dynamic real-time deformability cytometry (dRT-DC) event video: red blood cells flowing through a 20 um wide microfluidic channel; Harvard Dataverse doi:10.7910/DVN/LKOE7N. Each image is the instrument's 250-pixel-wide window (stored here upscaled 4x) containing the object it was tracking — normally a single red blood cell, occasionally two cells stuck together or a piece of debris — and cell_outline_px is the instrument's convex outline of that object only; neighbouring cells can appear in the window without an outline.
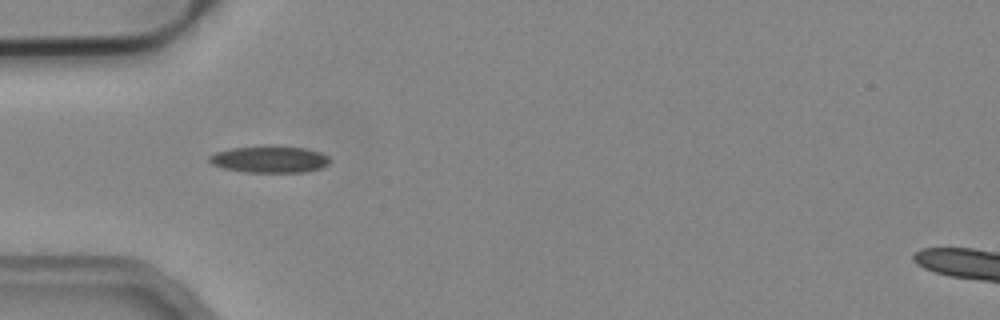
{"species": "common noctule bat (a hibernating species)", "species_latin": "Nyctalus noctula", "temperature_condition": "cold", "stored_images_in_passage": 2, "camera_frame_rate_fps": 3000, "um_per_image_px": 0.085, "animal": {"sex": "male", "body_mass_g": 19.2, "forearm_length_mm": 51.8}, "frame": {"image": 1, "passage_image": 1, "time_ms": 0.0, "image_size_px": [1000, 320], "cell_outline_px": [[332, 160], [328, 164], [320, 168], [304, 172], [244, 172], [224, 168], [212, 164], [208, 160], [208, 156], [216, 152], [232, 148], [272, 144], [276, 144], [304, 148], [320, 152], [328, 156]], "centroid_in_image_um": [22.93, 13.52], "position_along_channel_um": 62.1, "area_um2": 19.19}}